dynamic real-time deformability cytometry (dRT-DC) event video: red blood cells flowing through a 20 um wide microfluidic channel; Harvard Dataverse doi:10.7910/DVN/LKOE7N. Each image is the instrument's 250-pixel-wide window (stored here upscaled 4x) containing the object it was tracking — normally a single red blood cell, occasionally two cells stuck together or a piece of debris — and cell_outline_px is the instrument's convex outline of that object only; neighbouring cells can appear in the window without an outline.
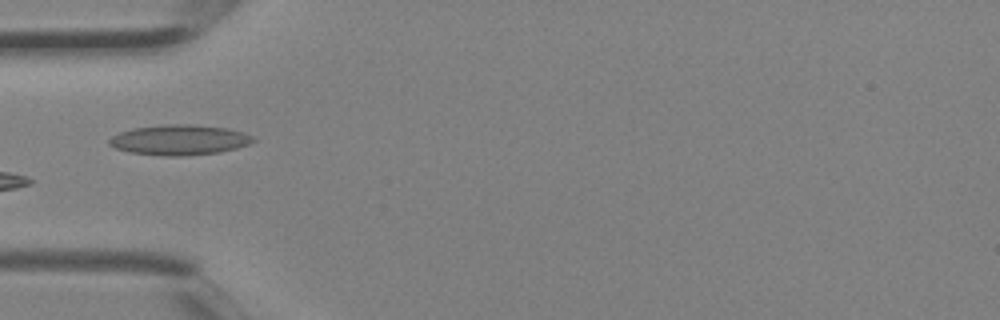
{"species": "Egyptian fruit bat (a non-hibernating species)", "species_latin": "Rousettus aegyptiacus", "temperature_condition": "room temperature", "stored_images_in_passage": 1, "camera_frame_rate_fps": 3000, "um_per_image_px": 0.085, "animal": {"sex": "female"}, "frame": {"image": 1, "passage_image": 1, "time_ms": 0.0, "image_size_px": [1000, 320], "cell_outline_px": [[256, 140], [248, 144], [236, 148], [220, 152], [180, 156], [164, 156], [128, 152], [116, 148], [108, 144], [108, 140], [112, 136], [120, 132], [132, 128], [168, 124], [196, 124], [228, 128], [244, 132], [252, 136]], "centroid_in_image_um": [15.25, 11.88], "position_along_channel_um": 69.8, "area_um2": 25.49}}